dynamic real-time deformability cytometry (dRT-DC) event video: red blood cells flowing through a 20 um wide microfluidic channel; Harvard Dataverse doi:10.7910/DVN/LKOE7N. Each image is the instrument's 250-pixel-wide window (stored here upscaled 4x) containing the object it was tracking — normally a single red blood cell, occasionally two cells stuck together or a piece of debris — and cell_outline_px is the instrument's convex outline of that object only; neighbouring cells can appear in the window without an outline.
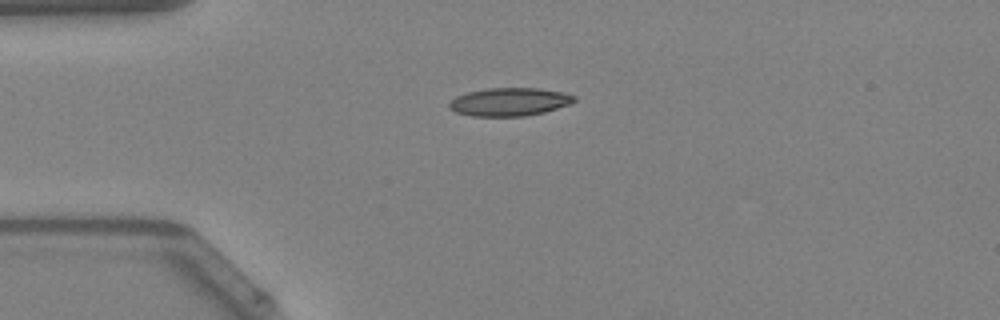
{"species": "Egyptian fruit bat (a non-hibernating species)", "species_latin": "Rousettus aegyptiacus", "temperature_condition": "warm", "stored_images_in_passage": 31, "camera_frame_rate_fps": 3000, "um_per_image_px": 0.085, "animal": {"sex": "female"}, "frame": {"image": 1, "passage_image": 1, "time_ms": 0.0, "image_size_px": [1000, 320], "cell_outline_px": [[576, 100], [568, 104], [544, 112], [524, 116], [472, 116], [456, 112], [448, 108], [448, 104], [456, 96], [468, 92], [488, 88], [540, 88], [564, 92], [576, 96]], "centroid_in_image_um": [43.3, 8.65], "position_along_channel_um": 41.7, "area_um2": 20.46}}
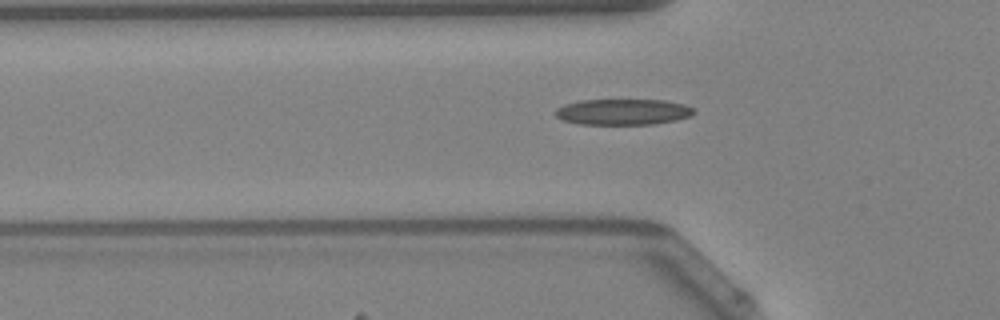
{"frame": {"image": 2, "passage_image": 5, "time_ms": 1.333, "image_size_px": [1000, 320], "cell_outline_px": [[696, 112], [692, 116], [676, 120], [652, 124], [580, 124], [564, 120], [556, 116], [556, 108], [564, 104], [580, 100], [664, 100], [684, 104], [692, 108]], "centroid_in_image_um": [52.97, 9.5], "position_along_channel_um": 72.8, "area_um2": 20.87}, "authors_computed_cell_mechanics": {"area_um2": 20.0566, "velocity_mm_per_s": 4.1976, "shape_relaxation_time_tau1_ms": 5.7765, "shape_relaxation_time_tau2_ms": 6.2285, "deformation_change_tau1": 0.1702, "deformation_change_tau2": 0.1712}}